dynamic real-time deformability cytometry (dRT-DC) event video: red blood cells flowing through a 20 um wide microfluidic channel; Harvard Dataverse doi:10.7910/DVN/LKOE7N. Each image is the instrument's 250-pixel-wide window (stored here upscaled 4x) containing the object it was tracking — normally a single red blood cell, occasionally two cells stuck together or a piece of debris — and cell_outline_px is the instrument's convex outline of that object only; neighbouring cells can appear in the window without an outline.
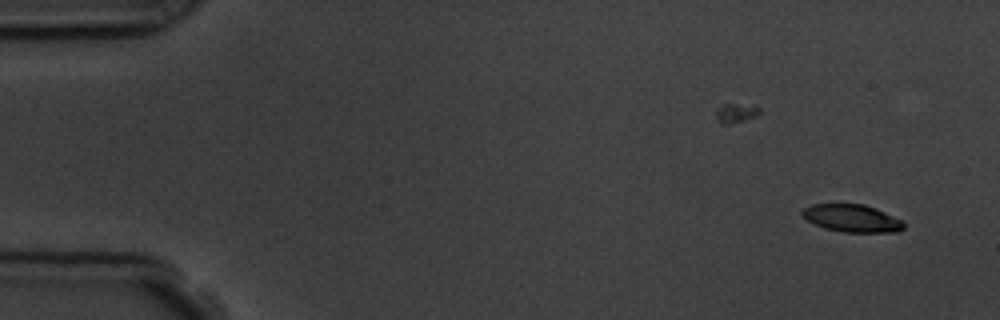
{"species": "common noctule bat (a hibernating species)", "species_latin": "Nyctalus noctula", "temperature_condition": "room temperature", "stored_images_in_passage": 11, "camera_frame_rate_fps": 3000, "um_per_image_px": 0.085, "animal": {"sex": "male", "body_mass_g": 19.5, "forearm_length_mm": 54.6}, "frame": {"image": 1, "passage_image": 1, "time_ms": 0.0, "image_size_px": [1000, 320], "cell_outline_px": [[904, 228], [900, 232], [844, 232], [824, 228], [808, 220], [800, 212], [804, 208], [812, 204], [864, 204], [876, 208], [900, 220], [904, 224]], "centroid_in_image_um": [72.42, 18.55], "position_along_channel_um": 12.6, "area_um2": 16.13}}
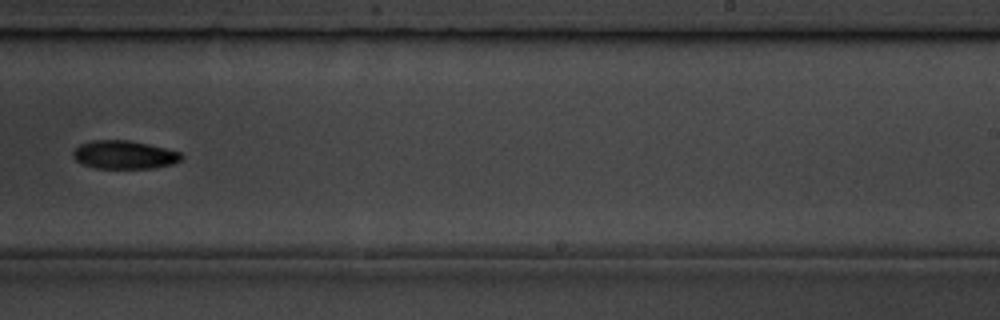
{"frame": {"image": 2, "passage_image": 10, "time_ms": 10.333, "image_size_px": [1000, 320], "cell_outline_px": [[184, 156], [180, 160], [172, 164], [152, 168], [96, 168], [84, 164], [76, 160], [72, 156], [72, 152], [80, 144], [92, 140], [128, 140], [148, 144], [180, 152]], "centroid_in_image_um": [10.55, 13.15], "position_along_channel_um": 278.5, "area_um2": 17.74}}
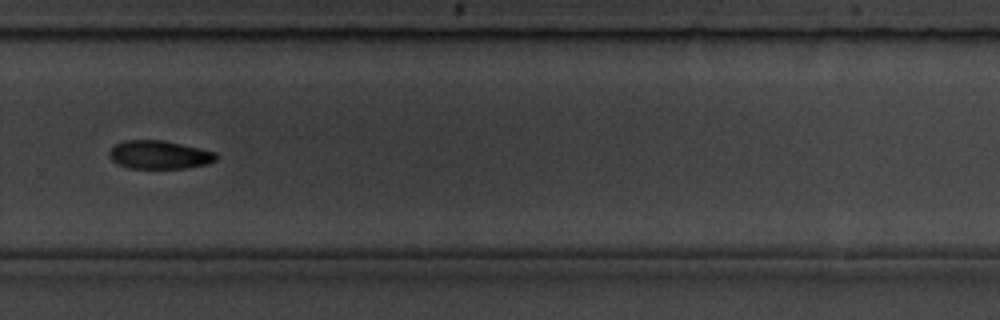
{"frame": {"image": 3, "passage_image": 11, "time_ms": 11.333, "image_size_px": [1000, 320], "cell_outline_px": [[216, 160], [204, 164], [188, 168], [128, 168], [112, 160], [108, 156], [108, 152], [116, 144], [124, 140], [164, 140], [200, 148], [216, 152]], "centroid_in_image_um": [13.53, 13.15], "position_along_channel_um": 316.3, "area_um2": 17.57}}